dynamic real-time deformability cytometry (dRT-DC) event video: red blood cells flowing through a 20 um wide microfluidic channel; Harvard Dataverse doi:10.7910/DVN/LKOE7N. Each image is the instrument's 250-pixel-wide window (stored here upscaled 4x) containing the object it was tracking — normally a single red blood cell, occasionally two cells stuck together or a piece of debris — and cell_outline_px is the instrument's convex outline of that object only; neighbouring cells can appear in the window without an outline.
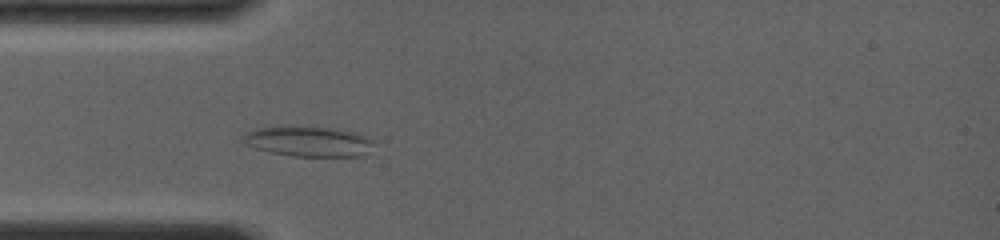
{"species": "common noctule bat (a hibernating species)", "species_latin": "Nyctalus noctula", "temperature_condition": "room temperature", "stored_images_in_passage": 8, "camera_frame_rate_fps": 4000, "um_per_image_px": 0.085, "animal": {"sex": "female", "body_mass_g": 19.0, "forearm_length_mm": 56.7}, "frame": {"image": 1, "passage_image": 5, "time_ms": 2.75, "image_size_px": [1000, 240], "cell_outline_px": [[376, 140], [364, 156], [292, 156], [268, 152], [256, 148], [248, 144], [244, 140], [244, 136], [248, 132], [256, 128], [292, 124], [332, 128], [356, 132]], "centroid_in_image_um": [26.25, 11.99], "position_along_channel_um": 58.7, "area_um2": 23.47}}
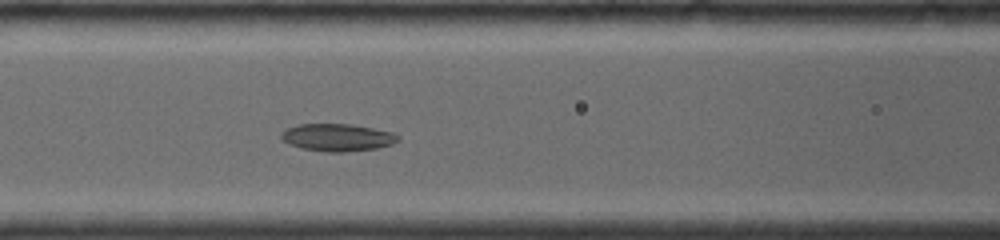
{"frame": {"image": 2, "passage_image": 8, "time_ms": 4.75, "image_size_px": [1000, 240], "cell_outline_px": [[400, 140], [392, 144], [376, 148], [344, 152], [324, 152], [304, 148], [288, 144], [280, 140], [280, 132], [296, 124], [352, 124], [392, 132], [400, 136]], "centroid_in_image_um": [28.65, 11.68], "position_along_channel_um": 137.9, "area_um2": 18.79}}